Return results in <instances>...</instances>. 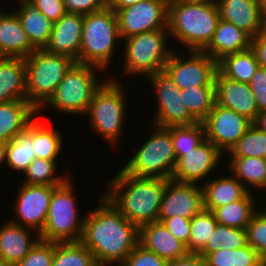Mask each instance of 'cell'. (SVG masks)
I'll return each instance as SVG.
<instances>
[{
  "label": "cell",
  "instance_id": "277c9868",
  "mask_svg": "<svg viewBox=\"0 0 266 266\" xmlns=\"http://www.w3.org/2000/svg\"><path fill=\"white\" fill-rule=\"evenodd\" d=\"M120 39L118 18L110 7L84 14L79 64L108 70Z\"/></svg>",
  "mask_w": 266,
  "mask_h": 266
},
{
  "label": "cell",
  "instance_id": "9c48e42d",
  "mask_svg": "<svg viewBox=\"0 0 266 266\" xmlns=\"http://www.w3.org/2000/svg\"><path fill=\"white\" fill-rule=\"evenodd\" d=\"M154 128V129H153ZM153 133L121 169L136 177L172 179L177 159L171 139V127L154 126Z\"/></svg>",
  "mask_w": 266,
  "mask_h": 266
},
{
  "label": "cell",
  "instance_id": "d6a6232c",
  "mask_svg": "<svg viewBox=\"0 0 266 266\" xmlns=\"http://www.w3.org/2000/svg\"><path fill=\"white\" fill-rule=\"evenodd\" d=\"M41 120L33 119V149L36 158L57 160L63 147L62 133L47 126Z\"/></svg>",
  "mask_w": 266,
  "mask_h": 266
},
{
  "label": "cell",
  "instance_id": "603a6c76",
  "mask_svg": "<svg viewBox=\"0 0 266 266\" xmlns=\"http://www.w3.org/2000/svg\"><path fill=\"white\" fill-rule=\"evenodd\" d=\"M0 9V55L26 58L36 49L32 46L14 11Z\"/></svg>",
  "mask_w": 266,
  "mask_h": 266
},
{
  "label": "cell",
  "instance_id": "cb8c5ba5",
  "mask_svg": "<svg viewBox=\"0 0 266 266\" xmlns=\"http://www.w3.org/2000/svg\"><path fill=\"white\" fill-rule=\"evenodd\" d=\"M251 39L246 32L234 24L220 19L211 42L203 52L218 62L225 55L250 49Z\"/></svg>",
  "mask_w": 266,
  "mask_h": 266
},
{
  "label": "cell",
  "instance_id": "9f6ffc18",
  "mask_svg": "<svg viewBox=\"0 0 266 266\" xmlns=\"http://www.w3.org/2000/svg\"><path fill=\"white\" fill-rule=\"evenodd\" d=\"M192 2H205V3H211V4H218L219 0H187Z\"/></svg>",
  "mask_w": 266,
  "mask_h": 266
},
{
  "label": "cell",
  "instance_id": "2e32d148",
  "mask_svg": "<svg viewBox=\"0 0 266 266\" xmlns=\"http://www.w3.org/2000/svg\"><path fill=\"white\" fill-rule=\"evenodd\" d=\"M223 155L225 156L212 142L205 139L177 160L172 180L180 183H203L221 165L219 163L224 162Z\"/></svg>",
  "mask_w": 266,
  "mask_h": 266
},
{
  "label": "cell",
  "instance_id": "f35d334b",
  "mask_svg": "<svg viewBox=\"0 0 266 266\" xmlns=\"http://www.w3.org/2000/svg\"><path fill=\"white\" fill-rule=\"evenodd\" d=\"M190 224V240L186 248L188 253L199 254L218 223L212 211L203 209L190 219Z\"/></svg>",
  "mask_w": 266,
  "mask_h": 266
},
{
  "label": "cell",
  "instance_id": "d590c367",
  "mask_svg": "<svg viewBox=\"0 0 266 266\" xmlns=\"http://www.w3.org/2000/svg\"><path fill=\"white\" fill-rule=\"evenodd\" d=\"M181 96L190 114L198 122L206 119L216 102L215 86H192L181 90Z\"/></svg>",
  "mask_w": 266,
  "mask_h": 266
},
{
  "label": "cell",
  "instance_id": "d6986e66",
  "mask_svg": "<svg viewBox=\"0 0 266 266\" xmlns=\"http://www.w3.org/2000/svg\"><path fill=\"white\" fill-rule=\"evenodd\" d=\"M83 30V14L65 13L57 22L43 48L49 54L71 57L79 63V52Z\"/></svg>",
  "mask_w": 266,
  "mask_h": 266
},
{
  "label": "cell",
  "instance_id": "bcb514c9",
  "mask_svg": "<svg viewBox=\"0 0 266 266\" xmlns=\"http://www.w3.org/2000/svg\"><path fill=\"white\" fill-rule=\"evenodd\" d=\"M162 225L168 229L177 239L185 245L189 243L191 224L190 219L180 216L166 218L161 221Z\"/></svg>",
  "mask_w": 266,
  "mask_h": 266
},
{
  "label": "cell",
  "instance_id": "83f0119b",
  "mask_svg": "<svg viewBox=\"0 0 266 266\" xmlns=\"http://www.w3.org/2000/svg\"><path fill=\"white\" fill-rule=\"evenodd\" d=\"M17 6L19 8L16 11L14 10V12L19 18L32 46L36 50L43 49L51 36L54 22L38 11L32 2L17 3Z\"/></svg>",
  "mask_w": 266,
  "mask_h": 266
},
{
  "label": "cell",
  "instance_id": "9a60e30c",
  "mask_svg": "<svg viewBox=\"0 0 266 266\" xmlns=\"http://www.w3.org/2000/svg\"><path fill=\"white\" fill-rule=\"evenodd\" d=\"M206 139L226 155L252 124L245 116L216 102L203 121ZM225 152V153H224Z\"/></svg>",
  "mask_w": 266,
  "mask_h": 266
},
{
  "label": "cell",
  "instance_id": "ac0fdd59",
  "mask_svg": "<svg viewBox=\"0 0 266 266\" xmlns=\"http://www.w3.org/2000/svg\"><path fill=\"white\" fill-rule=\"evenodd\" d=\"M215 99L222 107L231 109L253 122L259 113L250 84L215 75Z\"/></svg>",
  "mask_w": 266,
  "mask_h": 266
},
{
  "label": "cell",
  "instance_id": "b9f144b4",
  "mask_svg": "<svg viewBox=\"0 0 266 266\" xmlns=\"http://www.w3.org/2000/svg\"><path fill=\"white\" fill-rule=\"evenodd\" d=\"M260 209L246 227L247 244L266 261V210H262L263 207Z\"/></svg>",
  "mask_w": 266,
  "mask_h": 266
},
{
  "label": "cell",
  "instance_id": "7c38bea8",
  "mask_svg": "<svg viewBox=\"0 0 266 266\" xmlns=\"http://www.w3.org/2000/svg\"><path fill=\"white\" fill-rule=\"evenodd\" d=\"M147 80H150V86L157 97L154 126L168 128L198 122L184 104L181 90L165 71L154 73Z\"/></svg>",
  "mask_w": 266,
  "mask_h": 266
},
{
  "label": "cell",
  "instance_id": "44dd1931",
  "mask_svg": "<svg viewBox=\"0 0 266 266\" xmlns=\"http://www.w3.org/2000/svg\"><path fill=\"white\" fill-rule=\"evenodd\" d=\"M220 18L234 24L251 38L264 31L260 0H219Z\"/></svg>",
  "mask_w": 266,
  "mask_h": 266
},
{
  "label": "cell",
  "instance_id": "8d00e7d4",
  "mask_svg": "<svg viewBox=\"0 0 266 266\" xmlns=\"http://www.w3.org/2000/svg\"><path fill=\"white\" fill-rule=\"evenodd\" d=\"M247 245L246 229H238L217 224L205 248L199 253L203 258L210 252L223 249H239Z\"/></svg>",
  "mask_w": 266,
  "mask_h": 266
},
{
  "label": "cell",
  "instance_id": "c3c4849f",
  "mask_svg": "<svg viewBox=\"0 0 266 266\" xmlns=\"http://www.w3.org/2000/svg\"><path fill=\"white\" fill-rule=\"evenodd\" d=\"M31 2L38 11L54 23L66 13L63 0H32Z\"/></svg>",
  "mask_w": 266,
  "mask_h": 266
},
{
  "label": "cell",
  "instance_id": "836d02e7",
  "mask_svg": "<svg viewBox=\"0 0 266 266\" xmlns=\"http://www.w3.org/2000/svg\"><path fill=\"white\" fill-rule=\"evenodd\" d=\"M205 266H265L266 261L250 246L239 249H223L204 257Z\"/></svg>",
  "mask_w": 266,
  "mask_h": 266
},
{
  "label": "cell",
  "instance_id": "11a10c76",
  "mask_svg": "<svg viewBox=\"0 0 266 266\" xmlns=\"http://www.w3.org/2000/svg\"><path fill=\"white\" fill-rule=\"evenodd\" d=\"M8 142L0 140V166L6 161V147Z\"/></svg>",
  "mask_w": 266,
  "mask_h": 266
},
{
  "label": "cell",
  "instance_id": "681fc988",
  "mask_svg": "<svg viewBox=\"0 0 266 266\" xmlns=\"http://www.w3.org/2000/svg\"><path fill=\"white\" fill-rule=\"evenodd\" d=\"M250 48L254 52L259 66L266 68V31L260 32L251 39Z\"/></svg>",
  "mask_w": 266,
  "mask_h": 266
},
{
  "label": "cell",
  "instance_id": "816d5d0a",
  "mask_svg": "<svg viewBox=\"0 0 266 266\" xmlns=\"http://www.w3.org/2000/svg\"><path fill=\"white\" fill-rule=\"evenodd\" d=\"M139 1L143 0H107V6L116 12L118 9L134 5Z\"/></svg>",
  "mask_w": 266,
  "mask_h": 266
},
{
  "label": "cell",
  "instance_id": "f907efd6",
  "mask_svg": "<svg viewBox=\"0 0 266 266\" xmlns=\"http://www.w3.org/2000/svg\"><path fill=\"white\" fill-rule=\"evenodd\" d=\"M165 266H205V261L200 254L188 253L182 258L167 261Z\"/></svg>",
  "mask_w": 266,
  "mask_h": 266
},
{
  "label": "cell",
  "instance_id": "7a4b0ae2",
  "mask_svg": "<svg viewBox=\"0 0 266 266\" xmlns=\"http://www.w3.org/2000/svg\"><path fill=\"white\" fill-rule=\"evenodd\" d=\"M108 181L103 195L127 220L138 228L158 221L167 179L136 177L120 169Z\"/></svg>",
  "mask_w": 266,
  "mask_h": 266
},
{
  "label": "cell",
  "instance_id": "5bb4252c",
  "mask_svg": "<svg viewBox=\"0 0 266 266\" xmlns=\"http://www.w3.org/2000/svg\"><path fill=\"white\" fill-rule=\"evenodd\" d=\"M57 186L21 184L15 197V219L10 221L41 233L47 218L52 193Z\"/></svg>",
  "mask_w": 266,
  "mask_h": 266
},
{
  "label": "cell",
  "instance_id": "5b68a950",
  "mask_svg": "<svg viewBox=\"0 0 266 266\" xmlns=\"http://www.w3.org/2000/svg\"><path fill=\"white\" fill-rule=\"evenodd\" d=\"M115 77L107 79L95 92L87 113L93 131L103 137L112 148L118 144L124 132L128 96L126 89ZM125 91V92H124ZM125 119V120H124Z\"/></svg>",
  "mask_w": 266,
  "mask_h": 266
},
{
  "label": "cell",
  "instance_id": "4dcf8cb0",
  "mask_svg": "<svg viewBox=\"0 0 266 266\" xmlns=\"http://www.w3.org/2000/svg\"><path fill=\"white\" fill-rule=\"evenodd\" d=\"M33 120L25 131L17 134L6 147L5 164L15 172L24 173L36 158L33 152Z\"/></svg>",
  "mask_w": 266,
  "mask_h": 266
},
{
  "label": "cell",
  "instance_id": "30bf717a",
  "mask_svg": "<svg viewBox=\"0 0 266 266\" xmlns=\"http://www.w3.org/2000/svg\"><path fill=\"white\" fill-rule=\"evenodd\" d=\"M71 181L69 177L54 189L40 239L56 243L81 240L85 216L78 215L76 190Z\"/></svg>",
  "mask_w": 266,
  "mask_h": 266
},
{
  "label": "cell",
  "instance_id": "ffe728a7",
  "mask_svg": "<svg viewBox=\"0 0 266 266\" xmlns=\"http://www.w3.org/2000/svg\"><path fill=\"white\" fill-rule=\"evenodd\" d=\"M138 243L166 261L182 258L188 254L186 245L158 221L139 227Z\"/></svg>",
  "mask_w": 266,
  "mask_h": 266
},
{
  "label": "cell",
  "instance_id": "52a82bcc",
  "mask_svg": "<svg viewBox=\"0 0 266 266\" xmlns=\"http://www.w3.org/2000/svg\"><path fill=\"white\" fill-rule=\"evenodd\" d=\"M168 29L140 33L123 39L124 64L122 74L149 77L164 71L165 64L175 47H168ZM168 40V41H167ZM125 52V53H124Z\"/></svg>",
  "mask_w": 266,
  "mask_h": 266
},
{
  "label": "cell",
  "instance_id": "680465c9",
  "mask_svg": "<svg viewBox=\"0 0 266 266\" xmlns=\"http://www.w3.org/2000/svg\"><path fill=\"white\" fill-rule=\"evenodd\" d=\"M19 2L18 3H21V2H31L32 0H18Z\"/></svg>",
  "mask_w": 266,
  "mask_h": 266
},
{
  "label": "cell",
  "instance_id": "f1b7e54d",
  "mask_svg": "<svg viewBox=\"0 0 266 266\" xmlns=\"http://www.w3.org/2000/svg\"><path fill=\"white\" fill-rule=\"evenodd\" d=\"M227 166L232 175L249 192L266 189V159L260 157H229ZM251 187V188H250Z\"/></svg>",
  "mask_w": 266,
  "mask_h": 266
},
{
  "label": "cell",
  "instance_id": "db71d44e",
  "mask_svg": "<svg viewBox=\"0 0 266 266\" xmlns=\"http://www.w3.org/2000/svg\"><path fill=\"white\" fill-rule=\"evenodd\" d=\"M261 22L264 31H266V0H260Z\"/></svg>",
  "mask_w": 266,
  "mask_h": 266
},
{
  "label": "cell",
  "instance_id": "6f0895ef",
  "mask_svg": "<svg viewBox=\"0 0 266 266\" xmlns=\"http://www.w3.org/2000/svg\"><path fill=\"white\" fill-rule=\"evenodd\" d=\"M0 266H15V265L6 260L0 259Z\"/></svg>",
  "mask_w": 266,
  "mask_h": 266
},
{
  "label": "cell",
  "instance_id": "74e56055",
  "mask_svg": "<svg viewBox=\"0 0 266 266\" xmlns=\"http://www.w3.org/2000/svg\"><path fill=\"white\" fill-rule=\"evenodd\" d=\"M57 160H44L35 158L25 170L26 176L23 184L59 186L63 184L69 176L56 175L58 165Z\"/></svg>",
  "mask_w": 266,
  "mask_h": 266
},
{
  "label": "cell",
  "instance_id": "ab89813d",
  "mask_svg": "<svg viewBox=\"0 0 266 266\" xmlns=\"http://www.w3.org/2000/svg\"><path fill=\"white\" fill-rule=\"evenodd\" d=\"M171 139L178 160L206 139L204 124L196 122L191 125L171 126Z\"/></svg>",
  "mask_w": 266,
  "mask_h": 266
},
{
  "label": "cell",
  "instance_id": "f5cc1de1",
  "mask_svg": "<svg viewBox=\"0 0 266 266\" xmlns=\"http://www.w3.org/2000/svg\"><path fill=\"white\" fill-rule=\"evenodd\" d=\"M252 124L266 133V111L259 112Z\"/></svg>",
  "mask_w": 266,
  "mask_h": 266
},
{
  "label": "cell",
  "instance_id": "7bdbcfd3",
  "mask_svg": "<svg viewBox=\"0 0 266 266\" xmlns=\"http://www.w3.org/2000/svg\"><path fill=\"white\" fill-rule=\"evenodd\" d=\"M54 242L39 239L30 252L15 266H52Z\"/></svg>",
  "mask_w": 266,
  "mask_h": 266
},
{
  "label": "cell",
  "instance_id": "8fae6325",
  "mask_svg": "<svg viewBox=\"0 0 266 266\" xmlns=\"http://www.w3.org/2000/svg\"><path fill=\"white\" fill-rule=\"evenodd\" d=\"M176 53L173 50L164 71L180 90L192 86H215V75L218 71L216 60L203 51L189 50L185 56Z\"/></svg>",
  "mask_w": 266,
  "mask_h": 266
},
{
  "label": "cell",
  "instance_id": "d4e9b609",
  "mask_svg": "<svg viewBox=\"0 0 266 266\" xmlns=\"http://www.w3.org/2000/svg\"><path fill=\"white\" fill-rule=\"evenodd\" d=\"M27 100L26 66L21 57L0 58V103Z\"/></svg>",
  "mask_w": 266,
  "mask_h": 266
},
{
  "label": "cell",
  "instance_id": "f546056e",
  "mask_svg": "<svg viewBox=\"0 0 266 266\" xmlns=\"http://www.w3.org/2000/svg\"><path fill=\"white\" fill-rule=\"evenodd\" d=\"M254 193L248 192L241 200L215 208L212 212L218 224L238 229H246L252 216L259 209Z\"/></svg>",
  "mask_w": 266,
  "mask_h": 266
},
{
  "label": "cell",
  "instance_id": "7dc6e473",
  "mask_svg": "<svg viewBox=\"0 0 266 266\" xmlns=\"http://www.w3.org/2000/svg\"><path fill=\"white\" fill-rule=\"evenodd\" d=\"M66 13L89 14L103 10L107 0H63Z\"/></svg>",
  "mask_w": 266,
  "mask_h": 266
},
{
  "label": "cell",
  "instance_id": "e575fe53",
  "mask_svg": "<svg viewBox=\"0 0 266 266\" xmlns=\"http://www.w3.org/2000/svg\"><path fill=\"white\" fill-rule=\"evenodd\" d=\"M52 266H98L94 255L80 241L54 242Z\"/></svg>",
  "mask_w": 266,
  "mask_h": 266
},
{
  "label": "cell",
  "instance_id": "3957f363",
  "mask_svg": "<svg viewBox=\"0 0 266 266\" xmlns=\"http://www.w3.org/2000/svg\"><path fill=\"white\" fill-rule=\"evenodd\" d=\"M217 4L172 0L168 3L170 38L189 50L203 51L211 42L220 21Z\"/></svg>",
  "mask_w": 266,
  "mask_h": 266
},
{
  "label": "cell",
  "instance_id": "8992f818",
  "mask_svg": "<svg viewBox=\"0 0 266 266\" xmlns=\"http://www.w3.org/2000/svg\"><path fill=\"white\" fill-rule=\"evenodd\" d=\"M104 70L86 64L75 63L66 73L49 100L40 108L52 107L58 113L85 115L95 92L106 81L97 75ZM98 72V73H97ZM45 106L47 108H45Z\"/></svg>",
  "mask_w": 266,
  "mask_h": 266
},
{
  "label": "cell",
  "instance_id": "484cf974",
  "mask_svg": "<svg viewBox=\"0 0 266 266\" xmlns=\"http://www.w3.org/2000/svg\"><path fill=\"white\" fill-rule=\"evenodd\" d=\"M211 179L202 184L206 210L213 211L215 208L241 200L249 192L232 174Z\"/></svg>",
  "mask_w": 266,
  "mask_h": 266
},
{
  "label": "cell",
  "instance_id": "60d3db41",
  "mask_svg": "<svg viewBox=\"0 0 266 266\" xmlns=\"http://www.w3.org/2000/svg\"><path fill=\"white\" fill-rule=\"evenodd\" d=\"M227 155H230L229 157H260L266 159V133L251 124Z\"/></svg>",
  "mask_w": 266,
  "mask_h": 266
},
{
  "label": "cell",
  "instance_id": "6da1fadb",
  "mask_svg": "<svg viewBox=\"0 0 266 266\" xmlns=\"http://www.w3.org/2000/svg\"><path fill=\"white\" fill-rule=\"evenodd\" d=\"M98 202L85 215L80 242L94 255L98 266H120L138 244L139 228L103 194Z\"/></svg>",
  "mask_w": 266,
  "mask_h": 266
},
{
  "label": "cell",
  "instance_id": "4fadbf2b",
  "mask_svg": "<svg viewBox=\"0 0 266 266\" xmlns=\"http://www.w3.org/2000/svg\"><path fill=\"white\" fill-rule=\"evenodd\" d=\"M168 1L143 0L116 11L121 40L140 33L168 29Z\"/></svg>",
  "mask_w": 266,
  "mask_h": 266
},
{
  "label": "cell",
  "instance_id": "4316f807",
  "mask_svg": "<svg viewBox=\"0 0 266 266\" xmlns=\"http://www.w3.org/2000/svg\"><path fill=\"white\" fill-rule=\"evenodd\" d=\"M38 111L27 100L0 103V140L10 142L26 130Z\"/></svg>",
  "mask_w": 266,
  "mask_h": 266
},
{
  "label": "cell",
  "instance_id": "f6af8a7d",
  "mask_svg": "<svg viewBox=\"0 0 266 266\" xmlns=\"http://www.w3.org/2000/svg\"><path fill=\"white\" fill-rule=\"evenodd\" d=\"M249 84L259 112L266 111V68L259 66Z\"/></svg>",
  "mask_w": 266,
  "mask_h": 266
},
{
  "label": "cell",
  "instance_id": "ee69618b",
  "mask_svg": "<svg viewBox=\"0 0 266 266\" xmlns=\"http://www.w3.org/2000/svg\"><path fill=\"white\" fill-rule=\"evenodd\" d=\"M166 262L138 243L120 266H165Z\"/></svg>",
  "mask_w": 266,
  "mask_h": 266
},
{
  "label": "cell",
  "instance_id": "7402d4cb",
  "mask_svg": "<svg viewBox=\"0 0 266 266\" xmlns=\"http://www.w3.org/2000/svg\"><path fill=\"white\" fill-rule=\"evenodd\" d=\"M39 239L36 231L7 221L0 228V259L13 264L21 261Z\"/></svg>",
  "mask_w": 266,
  "mask_h": 266
},
{
  "label": "cell",
  "instance_id": "1f68e13d",
  "mask_svg": "<svg viewBox=\"0 0 266 266\" xmlns=\"http://www.w3.org/2000/svg\"><path fill=\"white\" fill-rule=\"evenodd\" d=\"M259 63L254 52L250 49L225 55L218 61V71L229 79L250 83Z\"/></svg>",
  "mask_w": 266,
  "mask_h": 266
},
{
  "label": "cell",
  "instance_id": "ba28073f",
  "mask_svg": "<svg viewBox=\"0 0 266 266\" xmlns=\"http://www.w3.org/2000/svg\"><path fill=\"white\" fill-rule=\"evenodd\" d=\"M27 101L40 113L66 73L76 63L71 57L37 49L24 58Z\"/></svg>",
  "mask_w": 266,
  "mask_h": 266
},
{
  "label": "cell",
  "instance_id": "e0dca14e",
  "mask_svg": "<svg viewBox=\"0 0 266 266\" xmlns=\"http://www.w3.org/2000/svg\"><path fill=\"white\" fill-rule=\"evenodd\" d=\"M195 183H180L167 179V185L162 197L158 222L163 219L180 216L191 219L204 209L202 185Z\"/></svg>",
  "mask_w": 266,
  "mask_h": 266
}]
</instances>
